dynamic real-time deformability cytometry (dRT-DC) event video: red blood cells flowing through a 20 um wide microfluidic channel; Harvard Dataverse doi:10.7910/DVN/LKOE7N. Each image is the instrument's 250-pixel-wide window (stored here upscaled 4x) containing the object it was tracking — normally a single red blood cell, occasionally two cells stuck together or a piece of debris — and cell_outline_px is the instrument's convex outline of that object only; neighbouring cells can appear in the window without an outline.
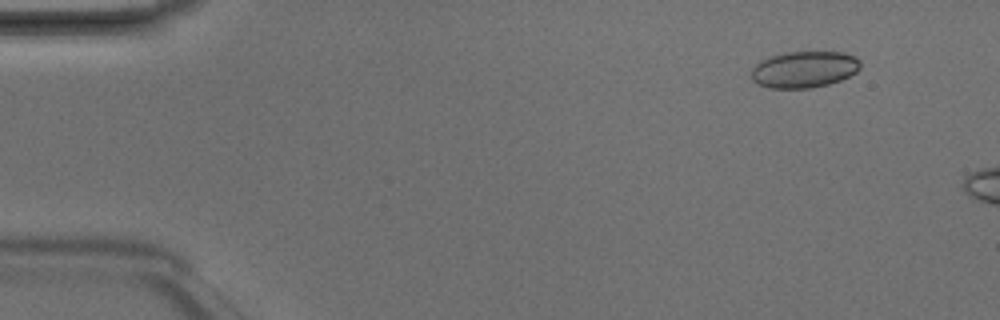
{"species": "Egyptian fruit bat (a non-hibernating species)", "species_latin": "Rousettus aegyptiacus", "temperature_condition": "room temperature", "stored_images_in_passage": 4, "camera_frame_rate_fps": 3000, "um_per_image_px": 0.085, "animal": {"sex": "male"}, "frame": {"image": 1, "passage_image": 2, "time_ms": 0.333, "image_size_px": [1000, 320], "cell_outline_px": [[860, 68], [856, 72], [840, 80], [828, 84], [812, 88], [768, 88], [752, 80], [752, 68], [760, 60], [772, 56], [788, 52], [844, 52], [856, 56], [860, 60]], "centroid_in_image_um": [68.37, 5.9], "position_along_channel_um": 16.6, "area_um2": 23.18}}